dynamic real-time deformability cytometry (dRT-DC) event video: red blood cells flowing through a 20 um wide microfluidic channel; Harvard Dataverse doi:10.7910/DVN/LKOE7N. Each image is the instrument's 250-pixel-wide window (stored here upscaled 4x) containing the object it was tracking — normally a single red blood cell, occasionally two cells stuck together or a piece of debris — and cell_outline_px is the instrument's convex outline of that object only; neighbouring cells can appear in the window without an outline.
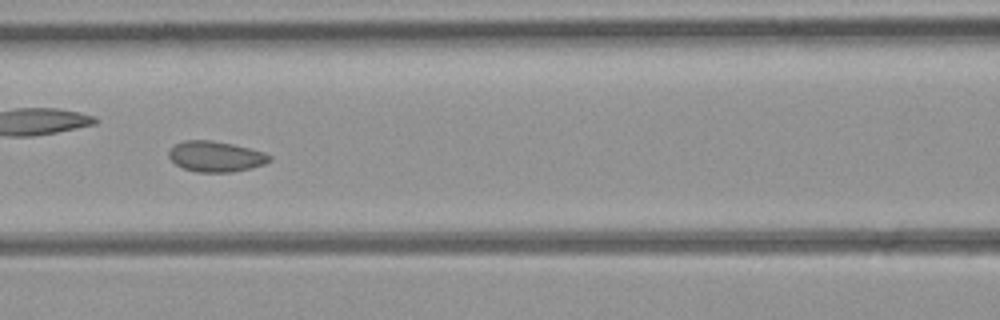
{"species": "common noctule bat (a hibernating species)", "species_latin": "Nyctalus noctula", "temperature_condition": "room temperature", "stored_images_in_passage": 53, "camera_frame_rate_fps": 3000, "um_per_image_px": 0.085, "animal": {"sex": "female", "body_mass_g": 21.9}, "frame": {"image": 1, "passage_image": 23, "time_ms": 7.333, "image_size_px": [1000, 320], "cell_outline_px": [[272, 160], [264, 164], [252, 168], [232, 172], [196, 172], [184, 168], [176, 164], [168, 156], [168, 152], [176, 144], [184, 140], [212, 140], [232, 144], [264, 152], [272, 156]], "centroid_in_image_um": [18.36, 13.3], "position_along_channel_um": 148.2, "area_um2": 17.92}}
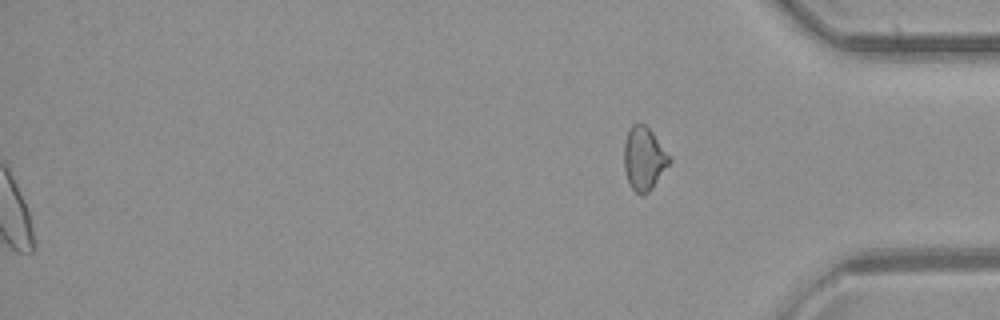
{"frame": {"image": 2, "passage_image": 53, "time_ms": 17.333, "image_size_px": [1000, 320], "cell_outline_px": [[672, 160], [652, 188], [644, 196], [640, 196], [632, 188], [628, 180], [624, 168], [624, 144], [628, 132], [632, 124], [644, 124], [652, 132], [672, 156]], "centroid_in_image_um": [54.76, 13.49], "position_along_channel_um": 380.4, "area_um2": 16.7}}